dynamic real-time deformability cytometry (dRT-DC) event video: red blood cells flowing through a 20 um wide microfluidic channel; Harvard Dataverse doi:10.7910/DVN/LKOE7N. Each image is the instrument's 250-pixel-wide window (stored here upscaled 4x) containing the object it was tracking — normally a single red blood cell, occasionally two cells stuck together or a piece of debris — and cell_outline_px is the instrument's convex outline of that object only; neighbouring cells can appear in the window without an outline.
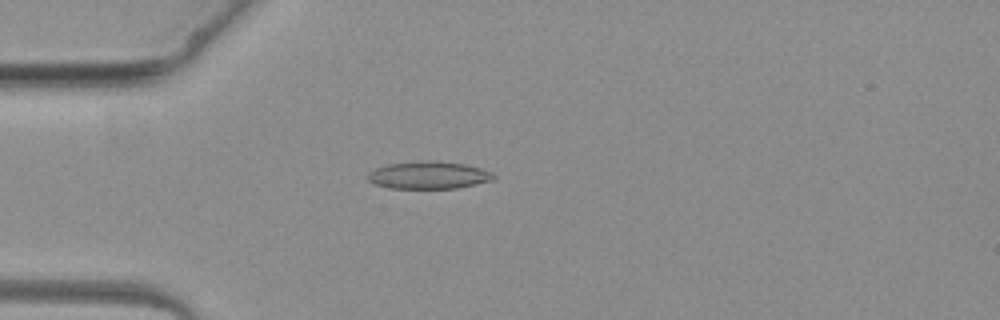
{"species": "common noctule bat (a hibernating species)", "species_latin": "Nyctalus noctula", "temperature_condition": "warm", "stored_images_in_passage": 2, "camera_frame_rate_fps": 3000, "um_per_image_px": 0.085, "animal": {"sex": "female", "body_mass_g": 19.3, "forearm_length_mm": 54.1}, "frame": {"image": 1, "passage_image": 2, "time_ms": 1.333, "image_size_px": [1000, 320], "cell_outline_px": [[496, 176], [492, 180], [456, 188], [388, 188], [372, 184], [364, 176], [368, 172], [376, 168], [388, 164], [420, 160], [428, 160], [464, 164], [480, 168], [492, 172]], "centroid_in_image_um": [36.36, 14.88], "position_along_channel_um": 48.6, "area_um2": 20.23}}